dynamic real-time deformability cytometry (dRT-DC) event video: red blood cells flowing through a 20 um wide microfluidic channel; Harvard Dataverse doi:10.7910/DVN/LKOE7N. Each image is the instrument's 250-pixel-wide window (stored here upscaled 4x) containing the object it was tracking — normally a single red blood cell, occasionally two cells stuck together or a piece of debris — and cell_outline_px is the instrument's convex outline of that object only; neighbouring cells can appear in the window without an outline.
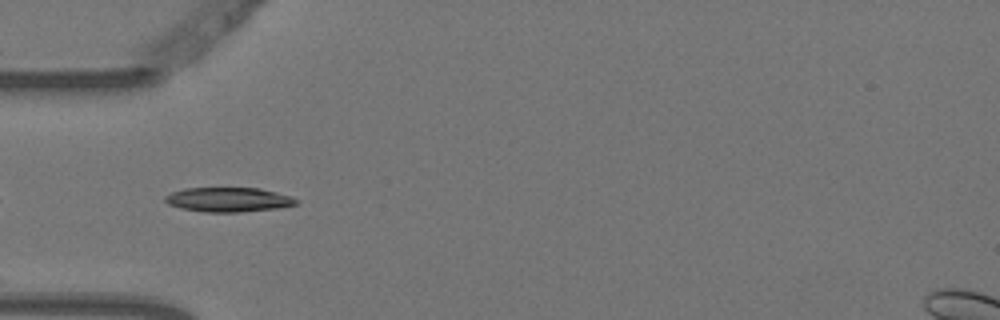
{"species": "Egyptian fruit bat (a non-hibernating species)", "species_latin": "Rousettus aegyptiacus", "temperature_condition": "warm", "stored_images_in_passage": 5, "camera_frame_rate_fps": 3000, "um_per_image_px": 0.085, "animal": {"sex": "female"}, "frame": {"image": 1, "passage_image": 4, "time_ms": 1.0, "image_size_px": [1000, 320], "cell_outline_px": [[300, 204], [276, 208], [240, 212], [204, 212], [180, 208], [168, 204], [164, 200], [164, 196], [172, 192], [184, 188], [260, 188], [292, 196], [300, 200]], "centroid_in_image_um": [19.44, 16.97], "position_along_channel_um": 65.6, "area_um2": 18.84}}